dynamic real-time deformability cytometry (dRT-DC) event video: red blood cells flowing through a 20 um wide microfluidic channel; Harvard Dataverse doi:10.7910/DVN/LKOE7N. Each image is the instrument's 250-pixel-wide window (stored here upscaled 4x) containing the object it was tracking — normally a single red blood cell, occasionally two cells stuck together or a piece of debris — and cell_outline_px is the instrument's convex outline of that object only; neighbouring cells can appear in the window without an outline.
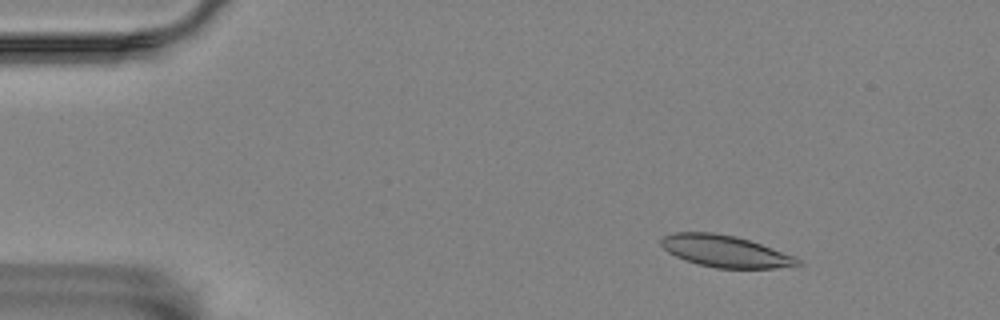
{"species": "Egyptian fruit bat (a non-hibernating species)", "species_latin": "Rousettus aegyptiacus", "temperature_condition": "room temperature", "stored_images_in_passage": 5, "camera_frame_rate_fps": 3000, "um_per_image_px": 0.085, "animal": {"sex": "female"}, "frame": {"image": 1, "passage_image": 2, "time_ms": 1.333, "image_size_px": [1000, 320], "cell_outline_px": [[804, 264], [776, 268], [716, 268], [696, 264], [684, 260], [668, 252], [660, 244], [660, 240], [664, 236], [672, 232], [712, 232], [736, 236], [796, 256]], "centroid_in_image_um": [61.63, 21.36], "position_along_channel_um": 23.4, "area_um2": 25.37}}